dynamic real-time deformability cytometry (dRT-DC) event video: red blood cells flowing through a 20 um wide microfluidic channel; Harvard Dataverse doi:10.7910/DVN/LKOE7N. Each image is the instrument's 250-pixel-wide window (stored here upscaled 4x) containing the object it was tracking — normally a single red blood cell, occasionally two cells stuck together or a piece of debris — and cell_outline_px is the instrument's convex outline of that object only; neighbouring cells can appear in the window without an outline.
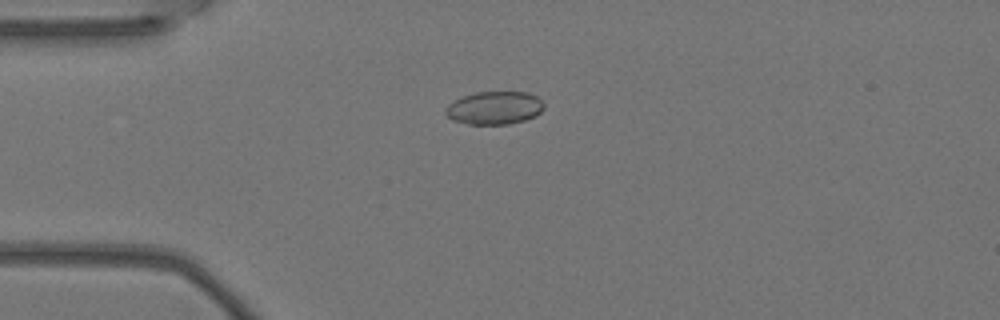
{"species": "Egyptian fruit bat (a non-hibernating species)", "species_latin": "Rousettus aegyptiacus", "temperature_condition": "warm", "stored_images_in_passage": 4, "camera_frame_rate_fps": 3000, "um_per_image_px": 0.085, "animal": {"sex": "female"}, "frame": {"image": 1, "passage_image": 4, "time_ms": 1.0, "image_size_px": [1000, 320], "cell_outline_px": [[544, 108], [536, 116], [524, 120], [508, 124], [468, 124], [452, 120], [444, 112], [448, 104], [464, 96], [476, 92], [528, 92], [536, 96], [544, 104]], "centroid_in_image_um": [42.04, 9.17], "position_along_channel_um": 43.0, "area_um2": 18.84}}